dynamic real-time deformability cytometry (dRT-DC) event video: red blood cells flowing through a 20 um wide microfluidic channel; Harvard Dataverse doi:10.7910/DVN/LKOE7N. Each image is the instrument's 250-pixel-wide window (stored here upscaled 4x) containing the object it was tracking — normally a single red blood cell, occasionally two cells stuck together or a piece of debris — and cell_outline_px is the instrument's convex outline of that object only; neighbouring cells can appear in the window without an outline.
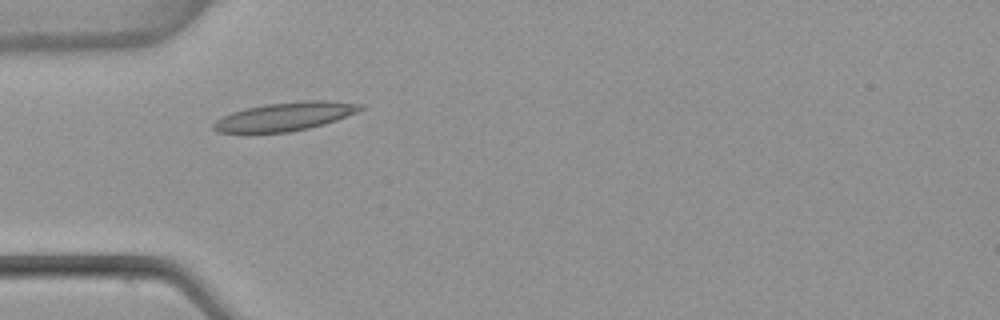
{"species": "common noctule bat (a hibernating species)", "species_latin": "Nyctalus noctula", "temperature_condition": "warm", "stored_images_in_passage": 5, "camera_frame_rate_fps": 3000, "um_per_image_px": 0.085, "animal": {"sex": "female", "body_mass_g": 22.7, "forearm_length_mm": 54.2}, "frame": {"image": 1, "passage_image": 4, "time_ms": 1.0, "image_size_px": [1000, 320], "cell_outline_px": [[364, 108], [360, 112], [324, 124], [308, 128], [288, 132], [216, 132], [212, 128], [212, 124], [216, 120], [232, 112], [248, 108], [268, 104], [304, 100], [324, 100], [364, 104]], "centroid_in_image_um": [24.29, 9.89], "position_along_channel_um": 60.7, "area_um2": 24.22}}
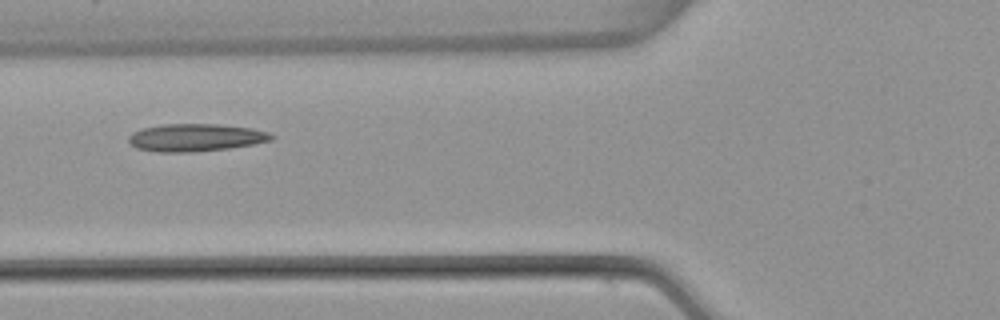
{"frame": {"image": 2, "passage_image": 5, "time_ms": 1.333, "image_size_px": [1000, 320], "cell_outline_px": [[276, 136], [272, 140], [252, 144], [228, 148], [192, 152], [156, 152], [136, 148], [128, 140], [128, 136], [132, 132], [144, 128], [164, 124], [220, 124], [252, 128], [268, 132]], "centroid_in_image_um": [16.63, 11.69], "position_along_channel_um": 109.2, "area_um2": 22.95}}